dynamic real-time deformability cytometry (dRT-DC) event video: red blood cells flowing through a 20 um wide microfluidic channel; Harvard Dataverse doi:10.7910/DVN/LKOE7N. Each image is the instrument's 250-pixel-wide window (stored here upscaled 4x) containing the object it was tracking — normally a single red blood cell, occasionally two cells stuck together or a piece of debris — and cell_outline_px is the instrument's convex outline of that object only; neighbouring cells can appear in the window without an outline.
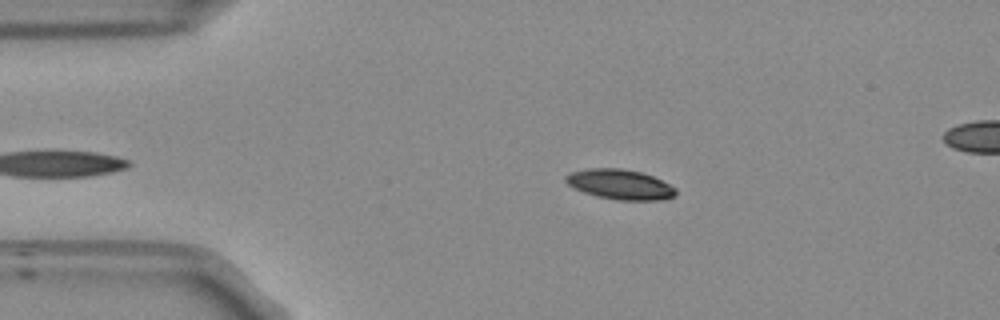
{"species": "Egyptian fruit bat (a non-hibernating species)", "species_latin": "Rousettus aegyptiacus", "temperature_condition": "room temperature", "stored_images_in_passage": 36, "camera_frame_rate_fps": 3000, "um_per_image_px": 0.085, "frame": {"image": 1, "passage_image": 5, "time_ms": 1.333, "image_size_px": [1000, 320], "cell_outline_px": [[676, 196], [660, 200], [620, 200], [596, 196], [572, 188], [564, 180], [564, 176], [572, 172], [588, 168], [620, 168], [640, 172], [652, 176], [676, 188]], "centroid_in_image_um": [52.67, 15.67], "position_along_channel_um": 32.3, "area_um2": 19.19}}
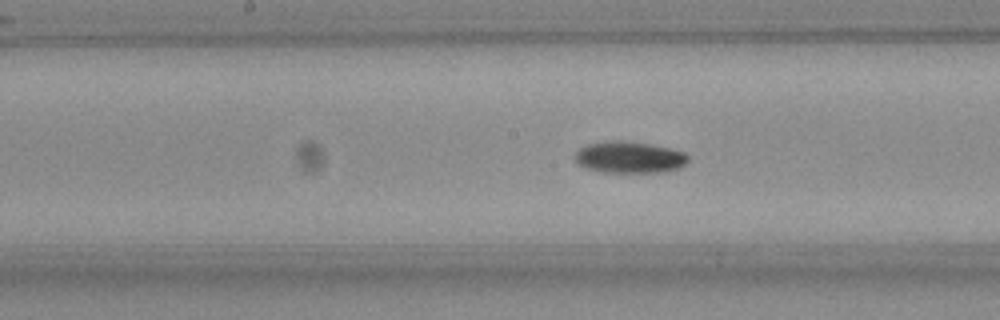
{"frame": {"image": 2, "passage_image": 21, "time_ms": 6.667, "image_size_px": [1000, 320], "cell_outline_px": [[688, 160], [680, 168], [668, 172], [600, 172], [584, 168], [576, 160], [576, 152], [580, 148], [588, 144], [616, 140], [648, 144], [672, 148], [684, 152], [688, 156]], "centroid_in_image_um": [53.53, 13.38], "position_along_channel_um": 194.7, "area_um2": 20.75}}
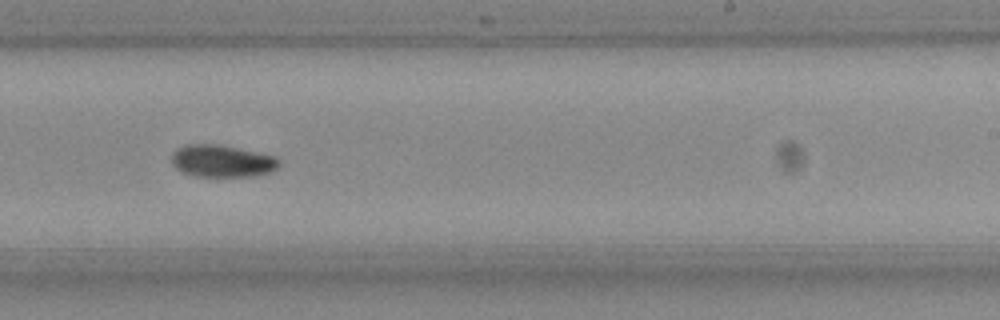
{"frame": {"image": 3, "passage_image": 27, "time_ms": 8.667, "image_size_px": [1000, 320], "cell_outline_px": [[280, 164], [272, 172], [260, 176], [196, 176], [184, 172], [176, 168], [172, 164], [172, 152], [176, 148], [188, 144], [220, 144], [276, 156], [280, 160]], "centroid_in_image_um": [18.9, 13.68], "position_along_channel_um": 270.1, "area_um2": 20.35}, "authors_computed_cell_mechanics": {"area_um2": 20.4323, "velocity_mm_per_s": 3.7884, "shape_relaxation_time_tau1_ms": 3.6293, "shape_relaxation_time_tau2_ms": null, "deformation_change_tau1": 0.1158, "deformation_change_tau2": null}}